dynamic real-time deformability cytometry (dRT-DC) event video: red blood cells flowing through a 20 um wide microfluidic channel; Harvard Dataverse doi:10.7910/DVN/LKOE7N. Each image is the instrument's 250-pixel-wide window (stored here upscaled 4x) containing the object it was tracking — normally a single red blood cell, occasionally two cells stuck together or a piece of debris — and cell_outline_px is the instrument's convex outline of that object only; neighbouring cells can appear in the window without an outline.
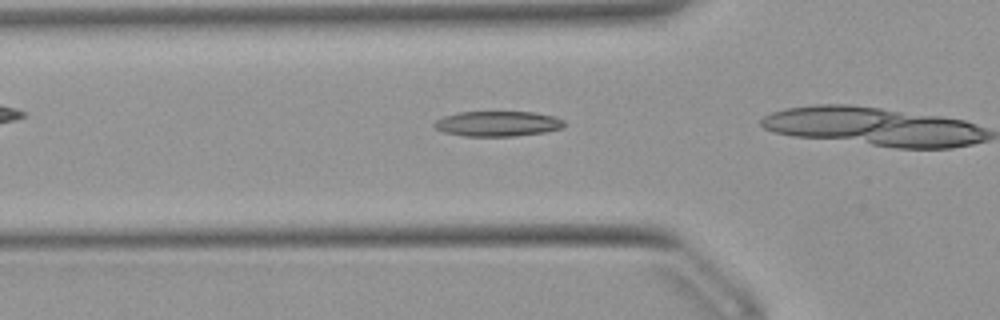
{"species": "Egyptian fruit bat (a non-hibernating species)", "species_latin": "Rousettus aegyptiacus", "temperature_condition": "warm", "stored_images_in_passage": 14, "camera_frame_rate_fps": 3000, "um_per_image_px": 0.085, "animal": {"sex": "female"}, "frame": {"image": 1, "passage_image": 12, "time_ms": 3.667, "image_size_px": [1000, 320], "cell_outline_px": [[564, 128], [548, 132], [512, 136], [464, 136], [444, 132], [436, 128], [432, 124], [436, 120], [444, 116], [460, 112], [532, 112], [552, 116], [564, 120]], "centroid_in_image_um": [42.32, 10.52], "position_along_channel_um": 83.5, "area_um2": 19.07}}